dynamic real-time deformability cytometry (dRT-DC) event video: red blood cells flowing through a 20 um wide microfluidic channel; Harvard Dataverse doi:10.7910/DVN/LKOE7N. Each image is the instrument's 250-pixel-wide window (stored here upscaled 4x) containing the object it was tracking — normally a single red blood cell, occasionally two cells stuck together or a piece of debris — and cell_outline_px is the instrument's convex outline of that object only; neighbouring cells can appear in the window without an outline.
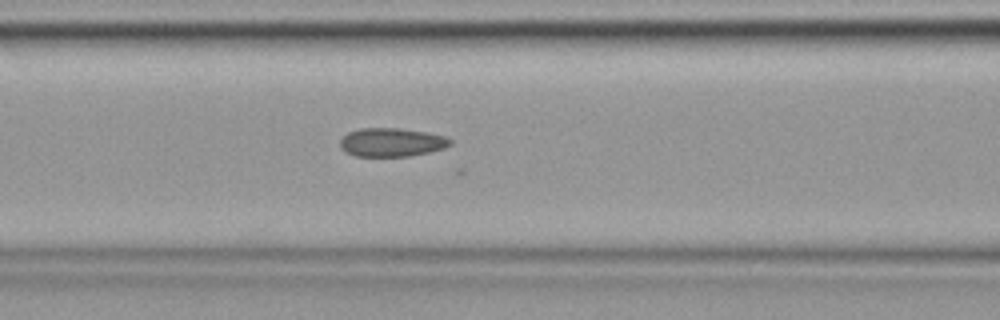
{"species": "common noctule bat (a hibernating species)", "species_latin": "Nyctalus noctula", "temperature_condition": "cold", "stored_images_in_passage": 25, "camera_frame_rate_fps": 3000, "um_per_image_px": 0.085, "animal": {"sex": "female", "body_mass_g": 19.9}, "frame": {"image": 1, "passage_image": 6, "time_ms": 1.667, "image_size_px": [1000, 320], "cell_outline_px": [[452, 144], [444, 148], [428, 152], [408, 156], [356, 156], [344, 152], [340, 148], [340, 140], [348, 132], [360, 128], [400, 128], [428, 132], [444, 136], [452, 140]], "centroid_in_image_um": [33.27, 12.09], "position_along_channel_um": 133.3, "area_um2": 18.44}}